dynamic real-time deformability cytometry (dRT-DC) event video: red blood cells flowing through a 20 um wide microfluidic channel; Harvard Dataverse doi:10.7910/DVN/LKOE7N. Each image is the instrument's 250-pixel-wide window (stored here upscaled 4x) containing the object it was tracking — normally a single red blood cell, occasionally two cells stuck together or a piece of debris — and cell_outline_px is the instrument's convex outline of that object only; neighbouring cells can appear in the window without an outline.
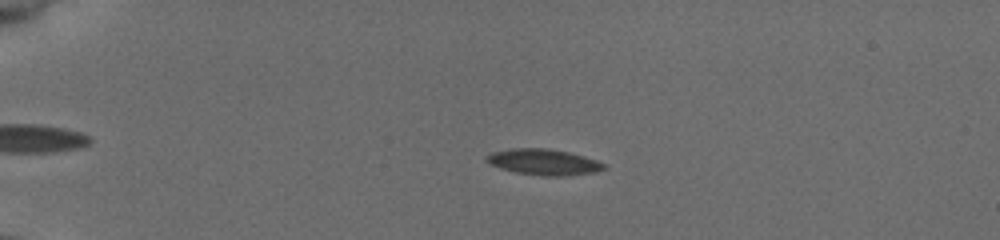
{"species": "common noctule bat (a hibernating species)", "species_latin": "Nyctalus noctula", "temperature_condition": "cold", "stored_images_in_passage": 52, "camera_frame_rate_fps": 3000, "um_per_image_px": 0.085, "animal": {"sex": "female", "body_mass_g": 19.5, "forearm_length_mm": 54.1}, "frame": {"image": 1, "passage_image": 14, "time_ms": 4.333, "image_size_px": [1000, 240], "cell_outline_px": [[604, 168], [596, 172], [564, 176], [540, 176], [516, 172], [500, 168], [484, 160], [484, 156], [492, 152], [512, 148], [544, 148], [568, 152], [584, 156], [596, 160], [604, 164]], "centroid_in_image_um": [46.17, 13.77], "position_along_channel_um": 38.8, "area_um2": 17.69}}
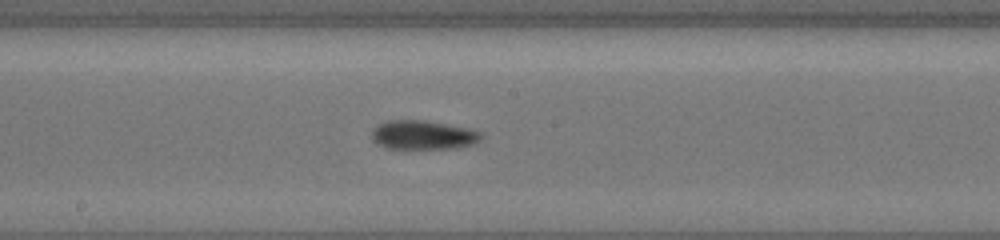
{"frame": {"image": 2, "passage_image": 32, "time_ms": 10.333, "image_size_px": [1000, 240], "cell_outline_px": [[480, 140], [472, 144], [456, 148], [384, 148], [376, 144], [372, 140], [372, 128], [388, 120], [424, 120], [468, 128], [480, 132]], "centroid_in_image_um": [35.9, 11.47], "position_along_channel_um": 212.3, "area_um2": 18.38}}
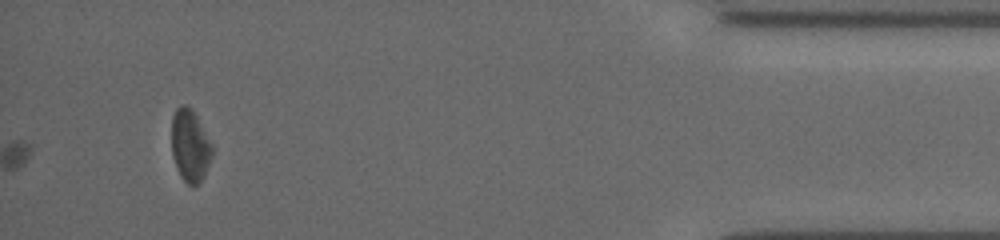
{"frame": {"image": 3, "passage_image": 52, "time_ms": 17.0, "image_size_px": [1000, 240], "cell_outline_px": [[212, 156], [200, 180], [192, 188], [180, 176], [176, 168], [172, 156], [172, 116], [176, 108], [180, 104], [184, 104], [196, 116], [212, 144]], "centroid_in_image_um": [16.12, 12.38], "position_along_channel_um": 419.1, "area_um2": 16.76}, "authors_computed_cell_mechanics": {"area_um2": 17.051, "velocity_mm_per_s": 3.9032, "shape_relaxation_time_tau1_ms": 1.6459, "shape_relaxation_time_tau2_ms": null, "deformation_change_tau1": 0.0722, "deformation_change_tau2": null}}